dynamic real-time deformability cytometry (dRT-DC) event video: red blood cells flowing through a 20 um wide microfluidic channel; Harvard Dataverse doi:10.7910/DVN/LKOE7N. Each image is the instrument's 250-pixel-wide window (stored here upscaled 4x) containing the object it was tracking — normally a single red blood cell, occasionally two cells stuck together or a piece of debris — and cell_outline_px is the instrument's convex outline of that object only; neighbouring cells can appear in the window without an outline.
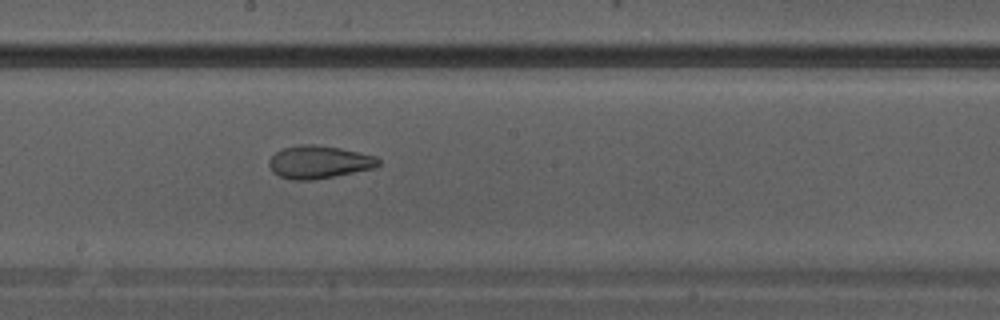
{"species": "Egyptian fruit bat (a non-hibernating species)", "species_latin": "Rousettus aegyptiacus", "temperature_condition": "warm", "stored_images_in_passage": 16, "camera_frame_rate_fps": 3000, "um_per_image_px": 0.085, "animal": {"sex": "male"}, "frame": {"image": 1, "passage_image": 16, "time_ms": 5.0, "image_size_px": [1000, 320], "cell_outline_px": [[380, 164], [376, 168], [312, 180], [292, 180], [280, 176], [272, 172], [268, 164], [268, 160], [276, 152], [284, 148], [296, 144], [316, 144], [340, 148], [376, 156], [380, 160]], "centroid_in_image_um": [27.1, 13.77], "position_along_channel_um": 221.1, "area_um2": 21.04}}